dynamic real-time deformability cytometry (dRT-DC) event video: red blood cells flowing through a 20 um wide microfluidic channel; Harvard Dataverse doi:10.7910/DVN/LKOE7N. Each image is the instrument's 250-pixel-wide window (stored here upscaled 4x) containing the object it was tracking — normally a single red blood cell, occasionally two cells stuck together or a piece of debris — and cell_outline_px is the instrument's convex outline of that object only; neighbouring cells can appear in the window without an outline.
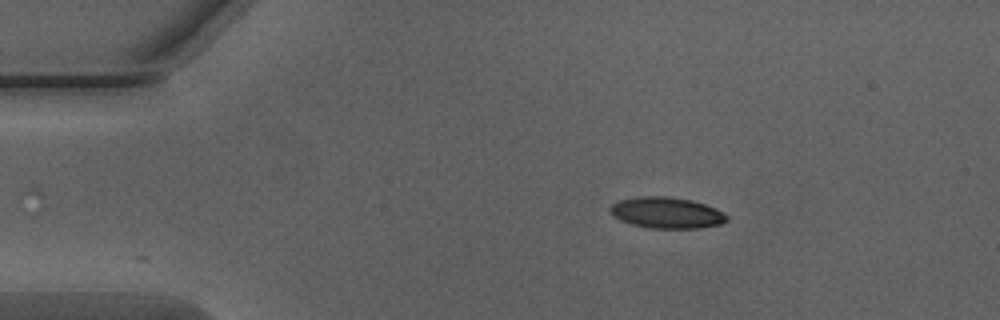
{"species": "Egyptian fruit bat (a non-hibernating species)", "species_latin": "Rousettus aegyptiacus", "temperature_condition": "warm", "stored_images_in_passage": 11, "camera_frame_rate_fps": 3000, "um_per_image_px": 0.085, "animal": {"sex": "male"}, "frame": {"image": 1, "passage_image": 1, "time_ms": 0.0, "image_size_px": [1000, 320], "cell_outline_px": [[728, 220], [720, 224], [700, 228], [648, 228], [632, 224], [620, 220], [612, 216], [608, 208], [612, 204], [620, 200], [640, 196], [668, 196], [692, 200], [716, 208], [724, 212], [728, 216]], "centroid_in_image_um": [56.66, 18.08], "position_along_channel_um": 28.3, "area_um2": 21.33}}
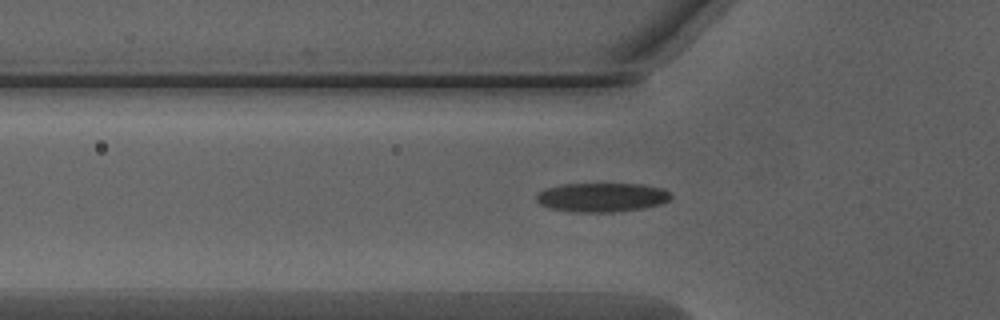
{"frame": {"image": 2, "passage_image": 9, "time_ms": 2.667, "image_size_px": [1000, 320], "cell_outline_px": [[672, 196], [668, 200], [660, 204], [644, 208], [616, 212], [572, 212], [548, 208], [540, 204], [536, 200], [536, 196], [544, 188], [564, 184], [644, 184], [664, 188]], "centroid_in_image_um": [51.15, 16.77], "position_along_channel_um": 74.6, "area_um2": 22.95}}